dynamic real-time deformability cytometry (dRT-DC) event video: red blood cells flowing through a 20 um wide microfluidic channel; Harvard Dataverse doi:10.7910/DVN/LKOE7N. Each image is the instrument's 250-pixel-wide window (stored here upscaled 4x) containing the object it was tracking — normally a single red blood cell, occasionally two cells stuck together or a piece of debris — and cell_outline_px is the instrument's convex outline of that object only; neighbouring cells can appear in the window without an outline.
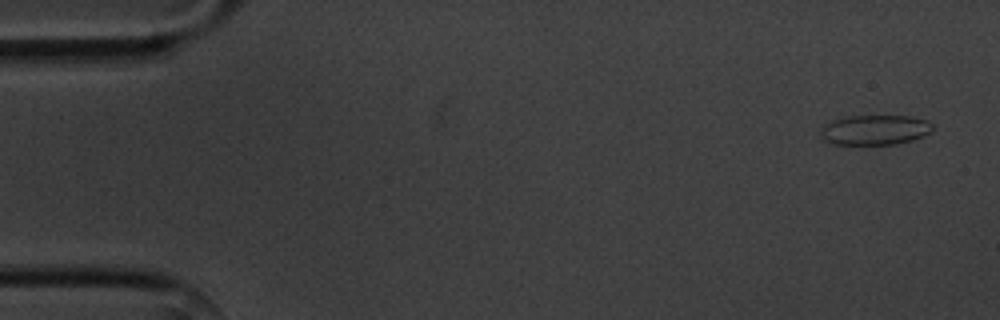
{"species": "common noctule bat (a hibernating species)", "species_latin": "Nyctalus noctula", "temperature_condition": "cold", "stored_images_in_passage": 6, "camera_frame_rate_fps": 3000, "um_per_image_px": 0.085, "animal": {"sex": "male", "body_mass_g": 20.1, "forearm_length_mm": 53.5}, "frame": {"image": 1, "passage_image": 1, "time_ms": 0.0, "image_size_px": [1000, 320], "cell_outline_px": [[932, 132], [924, 136], [912, 140], [896, 144], [836, 144], [824, 140], [820, 132], [820, 128], [824, 124], [832, 120], [844, 116], [912, 116], [924, 120], [932, 124]], "centroid_in_image_um": [74.35, 11.03], "position_along_channel_um": 10.6, "area_um2": 19.59}}
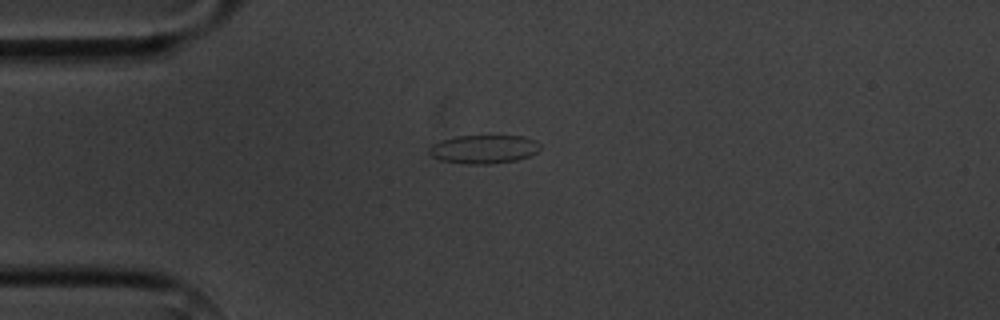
{"frame": {"image": 2, "passage_image": 4, "time_ms": 3.667, "image_size_px": [1000, 320], "cell_outline_px": [[540, 148], [536, 152], [528, 156], [516, 160], [484, 164], [468, 164], [440, 160], [432, 156], [428, 152], [428, 148], [432, 144], [440, 140], [456, 136], [524, 136], [536, 140], [540, 144]], "centroid_in_image_um": [41.1, 12.67], "position_along_channel_um": 43.9, "area_um2": 18.44}}
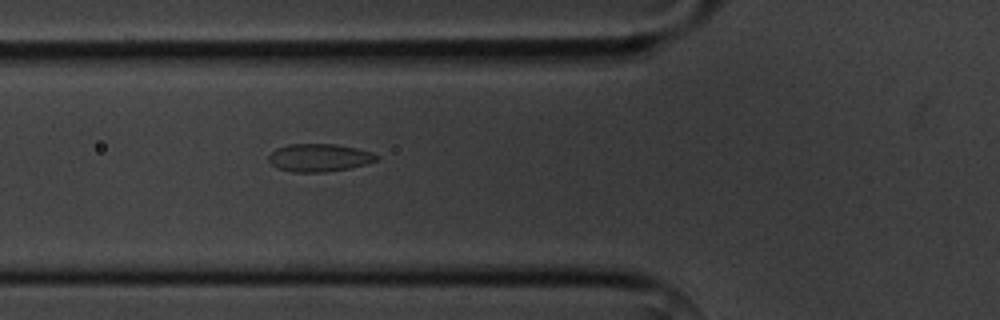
{"frame": {"image": 3, "passage_image": 6, "time_ms": 5.667, "image_size_px": [1000, 320], "cell_outline_px": [[380, 156], [376, 160], [368, 164], [352, 168], [324, 172], [292, 172], [276, 168], [268, 160], [268, 156], [276, 148], [288, 144], [336, 144], [356, 148], [372, 152]], "centroid_in_image_um": [27.14, 13.41], "position_along_channel_um": 98.7, "area_um2": 17.69}}